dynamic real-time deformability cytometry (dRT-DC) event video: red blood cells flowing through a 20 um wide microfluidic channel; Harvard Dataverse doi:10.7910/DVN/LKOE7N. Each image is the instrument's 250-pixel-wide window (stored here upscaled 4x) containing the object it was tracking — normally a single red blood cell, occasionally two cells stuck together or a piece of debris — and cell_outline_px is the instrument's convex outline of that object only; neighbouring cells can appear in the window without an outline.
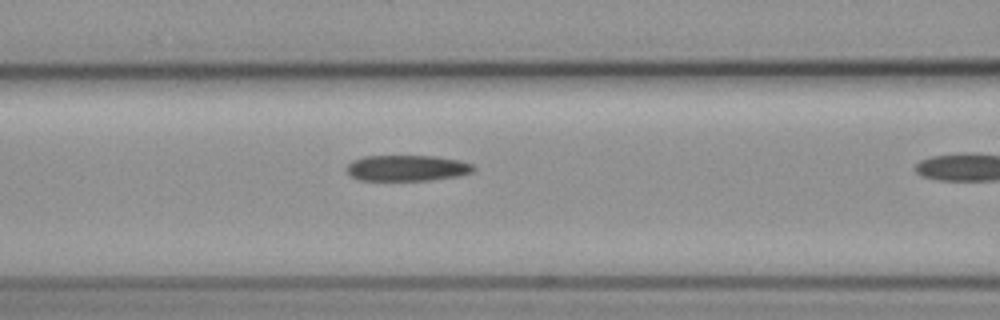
{"species": "common noctule bat (a hibernating species)", "species_latin": "Nyctalus noctula", "temperature_condition": "cold", "stored_images_in_passage": 7, "segment_of_instrument_passage": [1, 2], "camera_frame_rate_fps": 3000, "um_per_image_px": 0.085, "animal": {"sex": "female", "body_mass_g": 19.3, "forearm_length_mm": 54.1}, "frame": {"image": 1, "passage_image": 6, "time_ms": 6.667, "image_size_px": [1000, 320], "cell_outline_px": [[476, 168], [472, 172], [460, 176], [428, 180], [360, 180], [352, 176], [344, 168], [352, 160], [364, 156], [436, 156], [460, 160], [472, 164]], "centroid_in_image_um": [34.61, 14.28], "position_along_channel_um": 132.0, "area_um2": 19.25}}